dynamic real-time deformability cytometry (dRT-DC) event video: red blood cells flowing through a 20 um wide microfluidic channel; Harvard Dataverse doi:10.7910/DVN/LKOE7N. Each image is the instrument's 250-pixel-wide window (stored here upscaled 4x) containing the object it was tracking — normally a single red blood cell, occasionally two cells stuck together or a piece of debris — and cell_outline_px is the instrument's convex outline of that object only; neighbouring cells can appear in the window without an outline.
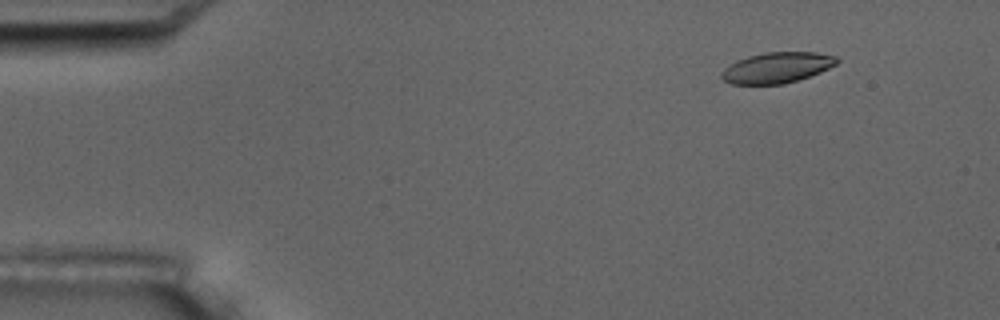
{"species": "common noctule bat (a hibernating species)", "species_latin": "Nyctalus noctula", "temperature_condition": "room temperature", "stored_images_in_passage": 6, "camera_frame_rate_fps": 3000, "um_per_image_px": 0.085, "animal": {"sex": "male", "body_mass_g": 17.5, "forearm_length_mm": 52.3}, "frame": {"image": 1, "passage_image": 2, "time_ms": 1.0, "image_size_px": [1000, 320], "cell_outline_px": [[840, 60], [836, 64], [820, 72], [784, 84], [732, 84], [724, 80], [720, 76], [720, 72], [724, 68], [748, 56], [764, 52], [816, 52], [836, 56]], "centroid_in_image_um": [66.04, 5.74], "position_along_channel_um": 19.0, "area_um2": 20.46}}
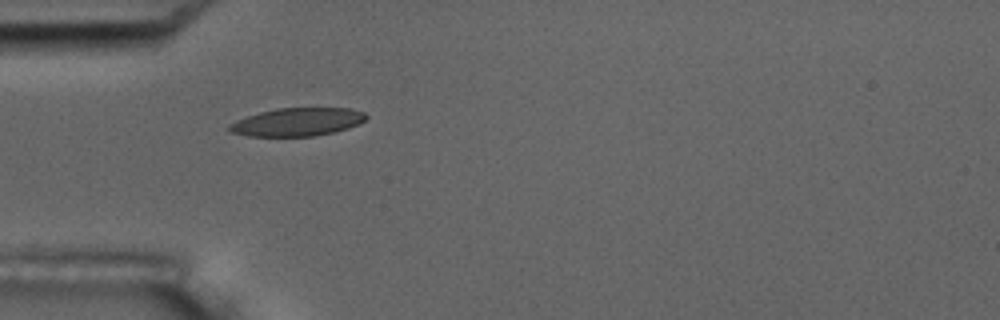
{"frame": {"image": 2, "passage_image": 5, "time_ms": 4.667, "image_size_px": [1000, 320], "cell_outline_px": [[368, 116], [364, 120], [348, 128], [332, 132], [312, 136], [248, 136], [232, 132], [228, 128], [228, 124], [236, 120], [260, 112], [276, 108], [352, 108], [364, 112]], "centroid_in_image_um": [25.26, 10.36], "position_along_channel_um": 59.7, "area_um2": 22.25}}